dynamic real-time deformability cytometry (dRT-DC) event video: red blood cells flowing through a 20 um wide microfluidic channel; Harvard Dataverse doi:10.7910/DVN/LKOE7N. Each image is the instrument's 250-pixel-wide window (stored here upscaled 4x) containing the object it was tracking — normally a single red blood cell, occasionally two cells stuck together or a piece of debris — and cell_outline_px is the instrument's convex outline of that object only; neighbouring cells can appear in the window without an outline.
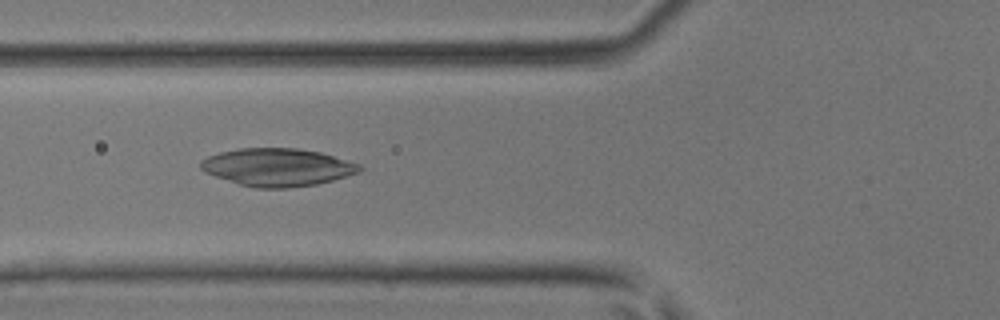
{"species": "common noctule bat (a hibernating species)", "species_latin": "Nyctalus noctula", "temperature_condition": "room temperature", "stored_images_in_passage": 45, "camera_frame_rate_fps": 3000, "um_per_image_px": 0.085, "animal": {"sex": "male", "body_mass_g": 17.9, "forearm_length_mm": 54.2}, "frame": {"image": 1, "passage_image": 17, "time_ms": 5.333, "image_size_px": [1000, 320], "cell_outline_px": [[364, 168], [360, 172], [332, 180], [316, 184], [288, 188], [256, 188], [240, 184], [204, 172], [200, 168], [200, 160], [208, 156], [220, 152], [240, 148], [296, 148], [320, 152], [360, 164]], "centroid_in_image_um": [23.58, 14.21], "position_along_channel_um": 102.2, "area_um2": 34.85}}
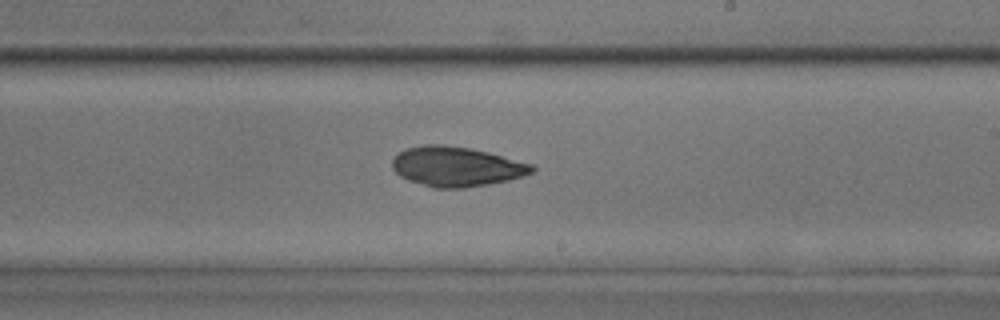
{"frame": {"image": 2, "passage_image": 27, "time_ms": 8.667, "image_size_px": [1000, 320], "cell_outline_px": [[536, 168], [532, 172], [524, 176], [508, 180], [488, 184], [464, 188], [432, 188], [408, 180], [400, 176], [392, 168], [392, 160], [404, 148], [424, 144], [444, 144], [468, 148], [488, 152], [532, 164]], "centroid_in_image_um": [38.77, 14.16], "position_along_channel_um": 250.2, "area_um2": 32.43}}
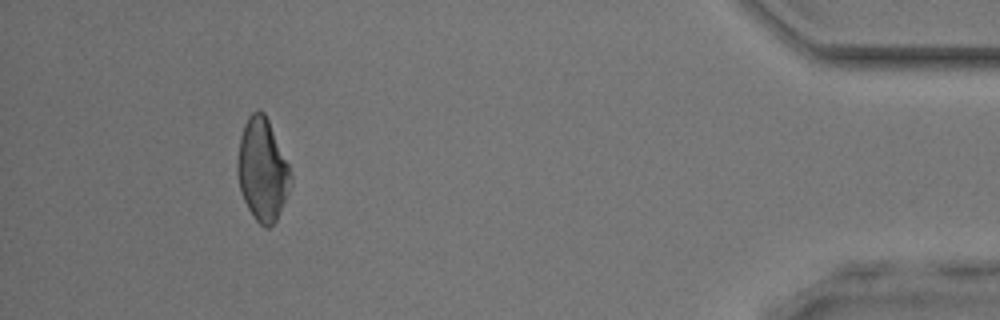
{"frame": {"image": 3, "passage_image": 42, "time_ms": 13.667, "image_size_px": [1000, 320], "cell_outline_px": [[292, 180], [288, 192], [276, 220], [268, 228], [264, 228], [256, 220], [248, 208], [240, 192], [236, 172], [236, 160], [240, 136], [244, 124], [248, 116], [252, 112], [260, 108], [264, 112], [268, 120], [288, 164], [292, 176]], "centroid_in_image_um": [22.27, 14.41], "position_along_channel_um": 412.9, "area_um2": 31.79}}